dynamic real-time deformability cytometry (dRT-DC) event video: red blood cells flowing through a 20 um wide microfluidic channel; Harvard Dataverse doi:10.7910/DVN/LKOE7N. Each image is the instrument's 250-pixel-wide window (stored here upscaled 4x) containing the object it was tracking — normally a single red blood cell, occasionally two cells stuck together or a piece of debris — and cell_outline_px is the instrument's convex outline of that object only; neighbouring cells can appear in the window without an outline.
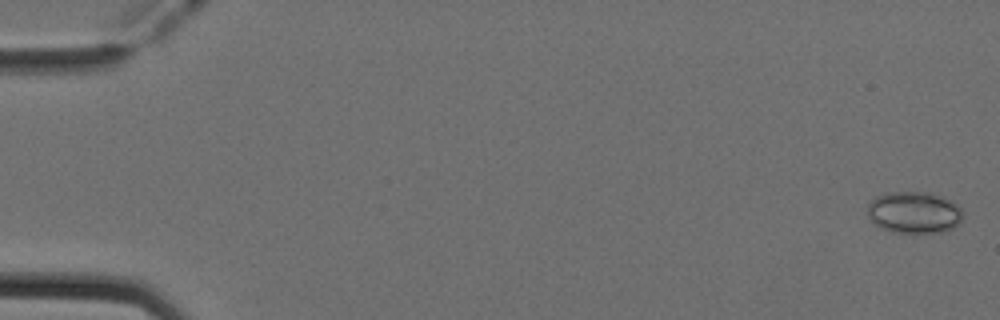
{"species": "Egyptian fruit bat (a non-hibernating species)", "species_latin": "Rousettus aegyptiacus", "temperature_condition": "cold", "stored_images_in_passage": 51, "camera_frame_rate_fps": 3000, "um_per_image_px": 0.085, "animal": {"sex": "female"}, "frame": {"image": 1, "passage_image": 1, "time_ms": 0.0, "image_size_px": [1000, 320], "cell_outline_px": [[964, 216], [960, 224], [944, 232], [892, 232], [880, 228], [868, 216], [868, 204], [876, 196], [888, 192], [928, 192], [952, 200], [964, 212]], "centroid_in_image_um": [77.73, 18.05], "position_along_channel_um": 7.3, "area_um2": 23.35}}
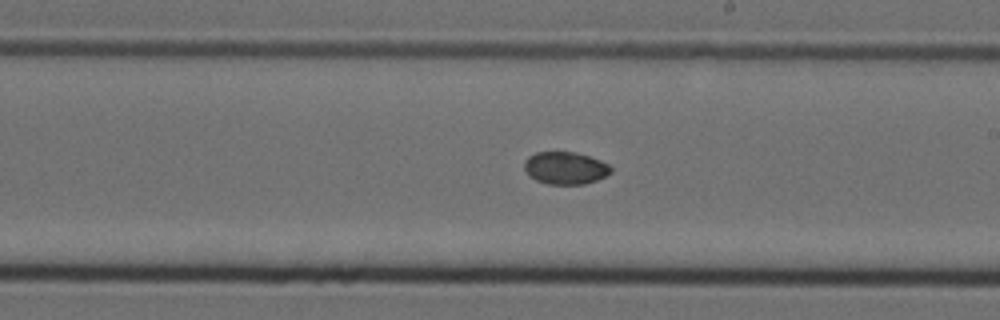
{"frame": {"image": 2, "passage_image": 30, "time_ms": 9.667, "image_size_px": [1000, 320], "cell_outline_px": [[612, 172], [596, 180], [584, 184], [548, 184], [536, 180], [528, 176], [524, 168], [524, 160], [528, 156], [536, 152], [576, 152], [600, 160], [608, 164], [612, 168]], "centroid_in_image_um": [48.02, 14.28], "position_along_channel_um": 241.0, "area_um2": 16.42}}
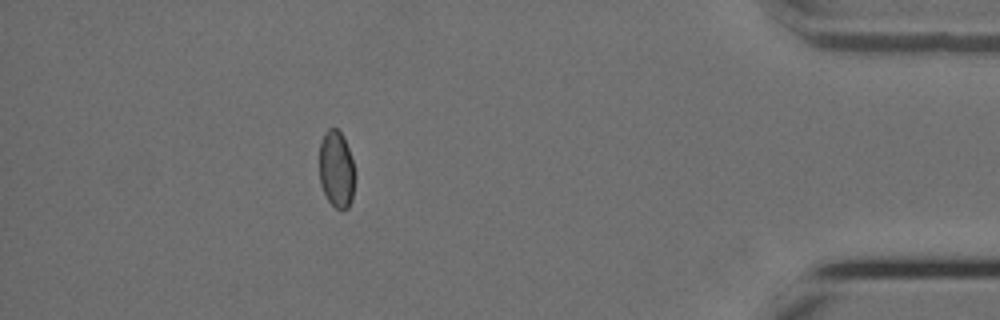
{"frame": {"image": 3, "passage_image": 46, "time_ms": 15.0, "image_size_px": [1000, 320], "cell_outline_px": [[356, 176], [352, 200], [348, 208], [336, 208], [328, 200], [320, 184], [320, 144], [328, 128], [336, 128], [344, 136], [356, 172]], "centroid_in_image_um": [28.63, 14.4], "position_along_channel_um": 406.6, "area_um2": 16.01}}